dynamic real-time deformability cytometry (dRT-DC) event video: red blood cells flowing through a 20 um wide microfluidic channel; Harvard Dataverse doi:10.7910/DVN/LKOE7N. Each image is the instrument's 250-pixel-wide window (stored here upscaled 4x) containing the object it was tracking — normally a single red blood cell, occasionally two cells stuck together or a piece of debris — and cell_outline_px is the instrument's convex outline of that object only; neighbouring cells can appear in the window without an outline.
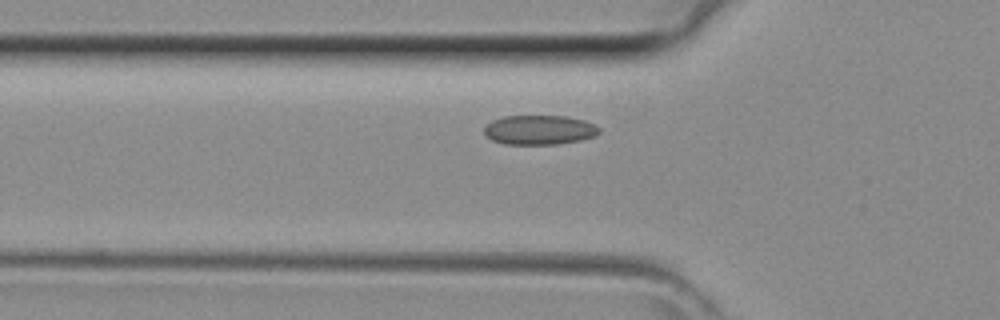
{"species": "common noctule bat (a hibernating species)", "species_latin": "Nyctalus noctula", "temperature_condition": "room temperature", "stored_images_in_passage": 39, "camera_frame_rate_fps": 3000, "um_per_image_px": 0.085, "animal": {"sex": "female", "body_mass_g": 29.2, "forearm_length_mm": 56.3}, "frame": {"image": 1, "passage_image": 10, "time_ms": 3.0, "image_size_px": [1000, 320], "cell_outline_px": [[600, 132], [596, 136], [580, 140], [556, 144], [504, 144], [492, 140], [484, 136], [484, 128], [492, 120], [504, 116], [564, 116], [584, 120], [596, 124], [600, 128]], "centroid_in_image_um": [45.85, 11.04], "position_along_channel_um": 79.9, "area_um2": 19.88}}
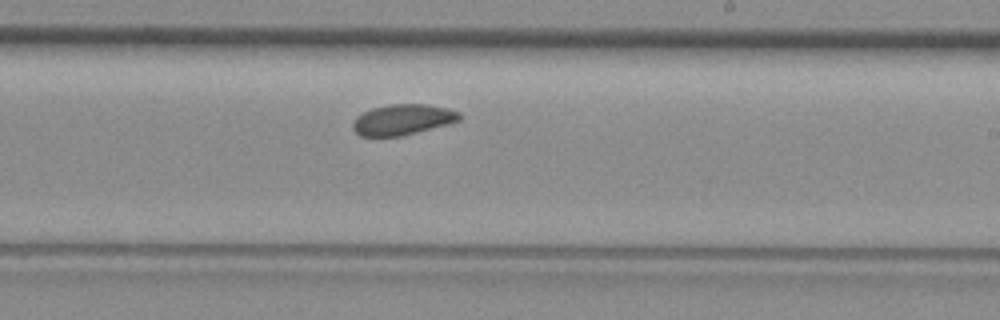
{"frame": {"image": 2, "passage_image": 21, "time_ms": 6.667, "image_size_px": [1000, 320], "cell_outline_px": [[464, 116], [460, 120], [448, 124], [400, 136], [360, 136], [352, 128], [352, 124], [356, 116], [372, 108], [388, 104], [428, 104], [448, 108], [460, 112]], "centroid_in_image_um": [34.25, 10.15], "position_along_channel_um": 254.8, "area_um2": 19.13}}
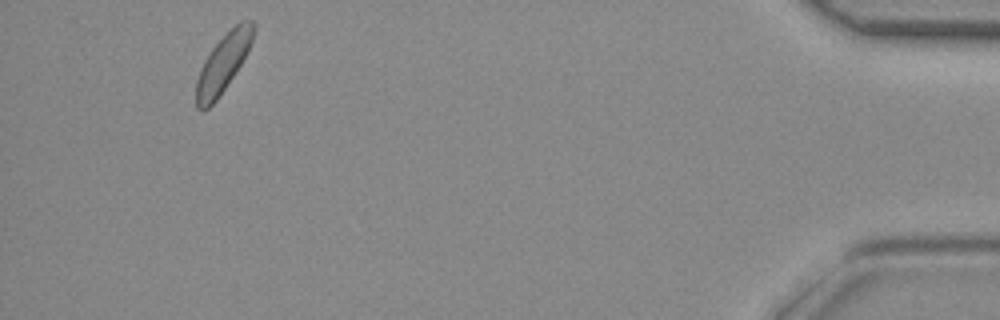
{"frame": {"image": 3, "passage_image": 36, "time_ms": 11.667, "image_size_px": [1000, 320], "cell_outline_px": [[256, 24], [252, 40], [240, 64], [216, 100], [208, 108], [196, 108], [196, 80], [200, 68], [204, 60], [212, 48], [240, 20], [252, 20]], "centroid_in_image_um": [18.95, 5.35], "position_along_channel_um": 416.3, "area_um2": 18.67}}